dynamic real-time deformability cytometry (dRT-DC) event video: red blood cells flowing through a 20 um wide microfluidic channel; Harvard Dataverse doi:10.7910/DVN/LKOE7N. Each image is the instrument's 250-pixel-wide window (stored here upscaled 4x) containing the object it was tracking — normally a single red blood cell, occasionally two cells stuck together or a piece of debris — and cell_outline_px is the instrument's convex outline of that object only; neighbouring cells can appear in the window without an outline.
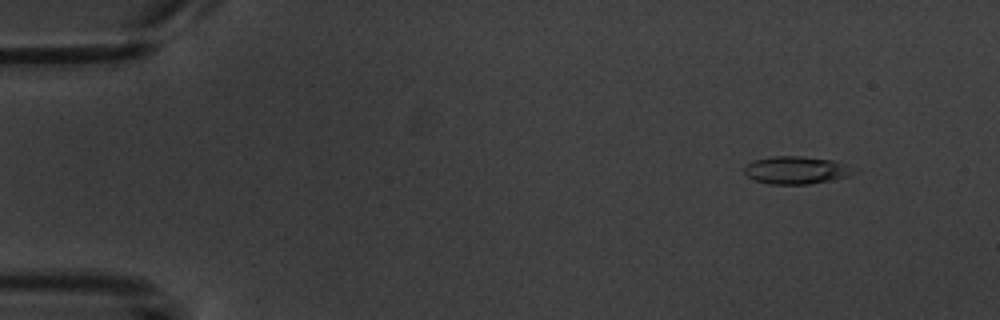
{"species": "common noctule bat (a hibernating species)", "species_latin": "Nyctalus noctula", "temperature_condition": "warm", "stored_images_in_passage": 3, "camera_frame_rate_fps": 3000, "um_per_image_px": 0.085, "animal": {"sex": "male", "body_mass_g": 20.1, "forearm_length_mm": 53.5}, "frame": {"image": 1, "passage_image": 1, "time_ms": 0.0, "image_size_px": [1000, 320], "cell_outline_px": [[856, 172], [848, 176], [832, 180], [808, 184], [768, 184], [756, 180], [748, 176], [744, 172], [744, 168], [748, 164], [756, 160], [772, 156], [800, 156], [836, 160], [848, 164]], "centroid_in_image_um": [67.72, 14.46], "position_along_channel_um": 17.3, "area_um2": 17.63}}
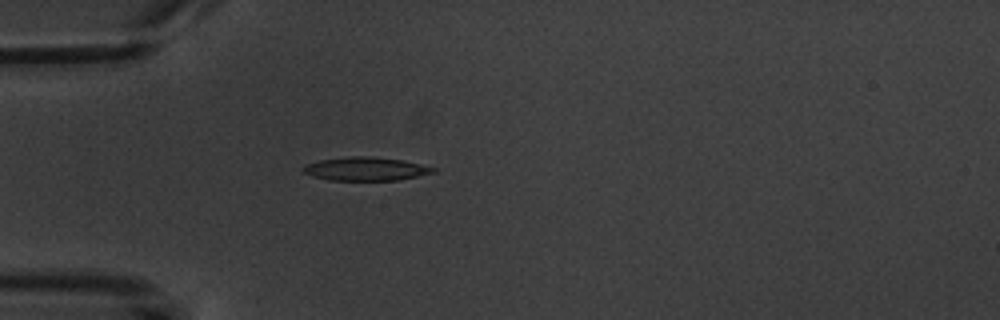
{"frame": {"image": 2, "passage_image": 3, "time_ms": 3.667, "image_size_px": [1000, 320], "cell_outline_px": [[436, 172], [400, 180], [328, 180], [312, 176], [304, 172], [300, 168], [304, 164], [320, 160], [352, 156], [372, 156], [404, 160], [436, 168]], "centroid_in_image_um": [31.07, 14.35], "position_along_channel_um": 53.9, "area_um2": 17.92}}